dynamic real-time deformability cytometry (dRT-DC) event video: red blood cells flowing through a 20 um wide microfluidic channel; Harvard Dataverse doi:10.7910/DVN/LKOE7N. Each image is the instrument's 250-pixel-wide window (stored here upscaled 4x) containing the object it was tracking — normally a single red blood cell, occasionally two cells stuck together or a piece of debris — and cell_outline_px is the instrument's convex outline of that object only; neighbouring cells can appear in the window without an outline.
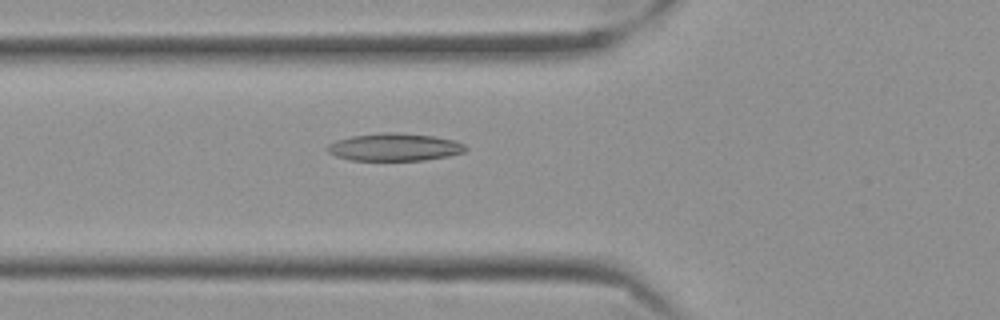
{"species": "Egyptian fruit bat (a non-hibernating species)", "species_latin": "Rousettus aegyptiacus", "temperature_condition": "cold", "stored_images_in_passage": 33, "camera_frame_rate_fps": 3000, "um_per_image_px": 0.085, "frame": {"image": 1, "passage_image": 5, "time_ms": 1.333, "image_size_px": [1000, 320], "cell_outline_px": [[468, 148], [464, 152], [448, 156], [424, 160], [348, 160], [336, 156], [328, 152], [324, 148], [328, 144], [336, 140], [352, 136], [384, 132], [392, 132], [432, 136], [456, 140], [464, 144]], "centroid_in_image_um": [33.52, 12.51], "position_along_channel_um": 92.3, "area_um2": 22.25}}
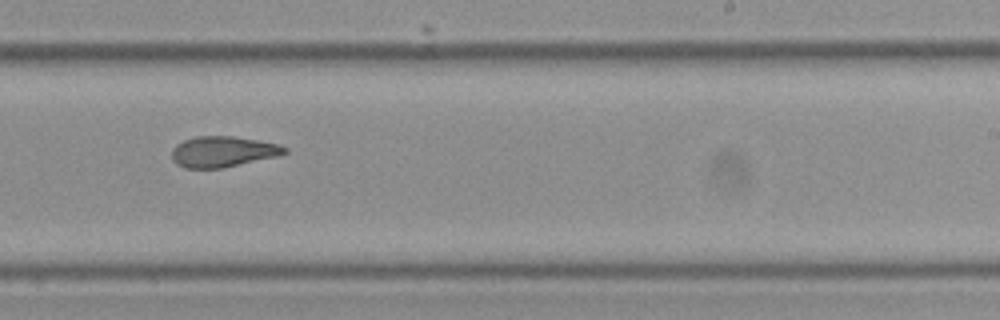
{"frame": {"image": 2, "passage_image": 20, "time_ms": 6.333, "image_size_px": [1000, 320], "cell_outline_px": [[288, 152], [276, 156], [224, 168], [184, 168], [176, 164], [172, 160], [172, 148], [176, 144], [184, 140], [196, 136], [232, 136], [280, 144], [288, 148]], "centroid_in_image_um": [18.92, 12.89], "position_along_channel_um": 270.1, "area_um2": 20.29}}
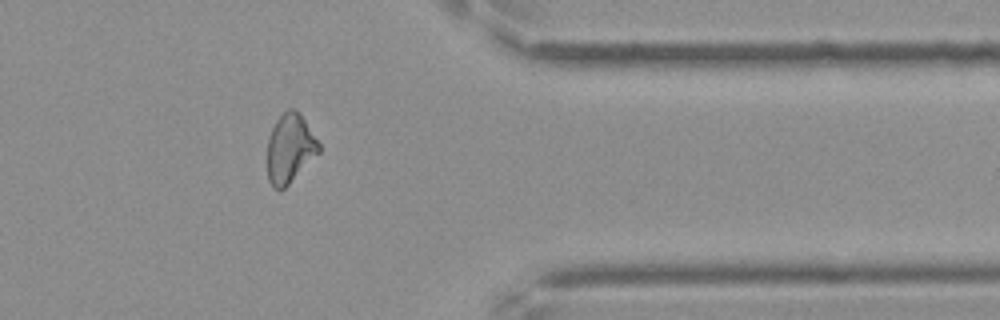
{"frame": {"image": 3, "passage_image": 31, "time_ms": 10.0, "image_size_px": [1000, 320], "cell_outline_px": [[320, 152], [284, 188], [272, 188], [268, 180], [268, 136], [276, 120], [288, 108], [292, 108], [300, 112], [320, 144]], "centroid_in_image_um": [24.64, 12.59], "position_along_channel_um": 386.8, "area_um2": 20.58}, "authors_computed_cell_mechanics": {"area_um2": 20.5768, "velocity_mm_per_s": 3.5353, "shape_relaxation_time_tau1_ms": null, "shape_relaxation_time_tau2_ms": 3.6928, "deformation_change_tau1": null, "deformation_change_tau2": 0.1069}}